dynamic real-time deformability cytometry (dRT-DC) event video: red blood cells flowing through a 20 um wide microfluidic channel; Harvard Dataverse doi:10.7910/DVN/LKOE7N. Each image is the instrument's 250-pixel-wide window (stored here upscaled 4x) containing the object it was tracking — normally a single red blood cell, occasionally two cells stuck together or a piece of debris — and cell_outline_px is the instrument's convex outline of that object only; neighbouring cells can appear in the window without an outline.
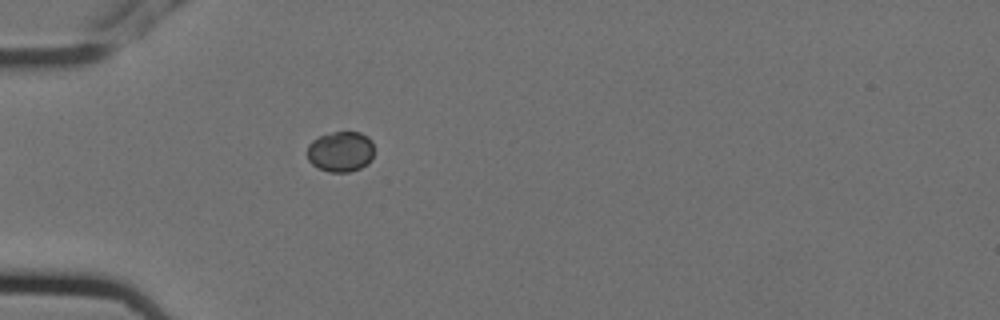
{"species": "Egyptian fruit bat (a non-hibernating species)", "species_latin": "Rousettus aegyptiacus", "temperature_condition": "cold", "stored_images_in_passage": 5, "camera_frame_rate_fps": 3000, "um_per_image_px": 0.085, "animal": {"sex": "female"}, "frame": {"image": 1, "passage_image": 5, "time_ms": 1.333, "image_size_px": [1000, 320], "cell_outline_px": [[372, 160], [368, 164], [360, 168], [348, 172], [328, 172], [312, 164], [308, 160], [308, 144], [312, 140], [320, 136], [332, 132], [360, 132], [368, 136], [372, 140]], "centroid_in_image_um": [28.96, 12.88], "position_along_channel_um": 56.0, "area_um2": 15.84}}